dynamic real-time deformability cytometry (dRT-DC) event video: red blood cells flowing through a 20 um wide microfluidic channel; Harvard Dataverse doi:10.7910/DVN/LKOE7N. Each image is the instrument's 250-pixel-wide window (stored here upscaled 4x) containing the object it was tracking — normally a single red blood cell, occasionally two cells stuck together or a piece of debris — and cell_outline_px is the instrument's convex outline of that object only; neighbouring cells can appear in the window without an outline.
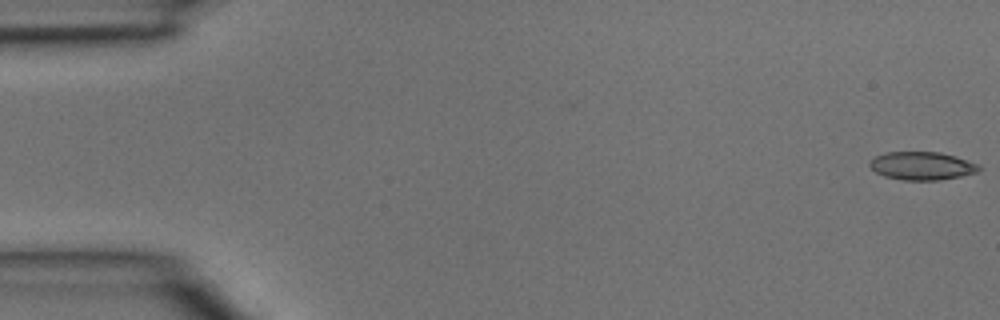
{"species": "common noctule bat (a hibernating species)", "species_latin": "Nyctalus noctula", "temperature_condition": "room temperature", "stored_images_in_passage": 5, "camera_frame_rate_fps": 3000, "um_per_image_px": 0.085, "animal": {"sex": "male", "body_mass_g": 15.6}, "frame": {"image": 1, "passage_image": 1, "time_ms": 0.0, "image_size_px": [1000, 320], "cell_outline_px": [[980, 168], [976, 172], [960, 176], [940, 180], [904, 180], [884, 176], [876, 172], [868, 164], [876, 156], [888, 152], [940, 152], [956, 156], [980, 164]], "centroid_in_image_um": [78.39, 14.09], "position_along_channel_um": 6.6, "area_um2": 17.8}}